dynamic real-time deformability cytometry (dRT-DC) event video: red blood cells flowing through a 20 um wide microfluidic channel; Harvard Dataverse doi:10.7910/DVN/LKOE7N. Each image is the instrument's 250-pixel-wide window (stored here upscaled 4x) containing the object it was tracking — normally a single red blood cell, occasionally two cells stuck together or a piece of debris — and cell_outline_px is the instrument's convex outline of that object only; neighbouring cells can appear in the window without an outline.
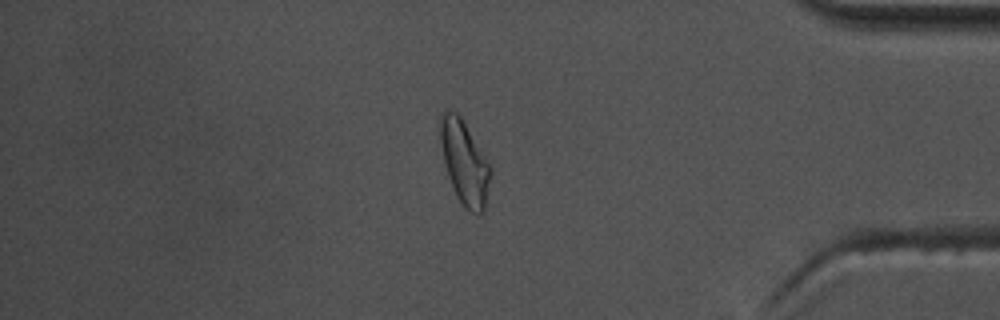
{"species": "common noctule bat (a hibernating species)", "species_latin": "Nyctalus noctula", "temperature_condition": "warm", "stored_images_in_passage": 56, "camera_frame_rate_fps": 3000, "um_per_image_px": 0.085, "animal": {"sex": "male", "body_mass_g": 17.5, "forearm_length_mm": 52.3}, "frame": {"image": 1, "passage_image": 48, "time_ms": 15.667, "image_size_px": [1000, 320], "cell_outline_px": [[492, 172], [484, 212], [472, 212], [464, 208], [456, 196], [444, 164], [440, 140], [440, 112], [456, 112], [460, 116], [492, 168]], "centroid_in_image_um": [39.49, 13.84], "position_along_channel_um": 395.7, "area_um2": 24.22}, "authors_computed_cell_mechanics": {"area_um2": 21.7328, "velocity_mm_per_s": 3.6656, "shape_relaxation_time_tau1_ms": 11.265, "shape_relaxation_time_tau2_ms": 2.8351, "deformation_change_tau1": 0.2463, "deformation_change_tau2": 0.0978}}